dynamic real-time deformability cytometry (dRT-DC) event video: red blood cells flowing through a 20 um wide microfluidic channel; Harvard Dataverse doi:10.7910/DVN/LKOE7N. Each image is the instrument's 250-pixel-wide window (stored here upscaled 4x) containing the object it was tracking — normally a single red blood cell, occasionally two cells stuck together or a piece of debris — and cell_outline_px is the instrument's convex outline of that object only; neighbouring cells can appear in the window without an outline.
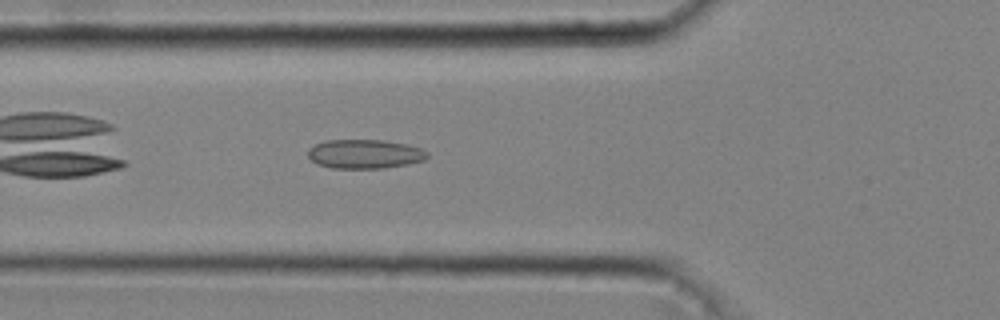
{"species": "common noctule bat (a hibernating species)", "species_latin": "Nyctalus noctula", "temperature_condition": "cold", "stored_images_in_passage": 27, "camera_frame_rate_fps": 3000, "um_per_image_px": 0.085, "animal": {"sex": "male", "body_mass_g": 20.4}, "frame": {"image": 1, "passage_image": 4, "time_ms": 1.0, "image_size_px": [1000, 320], "cell_outline_px": [[428, 156], [424, 160], [408, 164], [384, 168], [332, 168], [316, 164], [308, 156], [308, 148], [324, 140], [384, 140], [404, 144], [420, 148], [428, 152]], "centroid_in_image_um": [30.98, 13.09], "position_along_channel_um": 94.8, "area_um2": 20.23}}
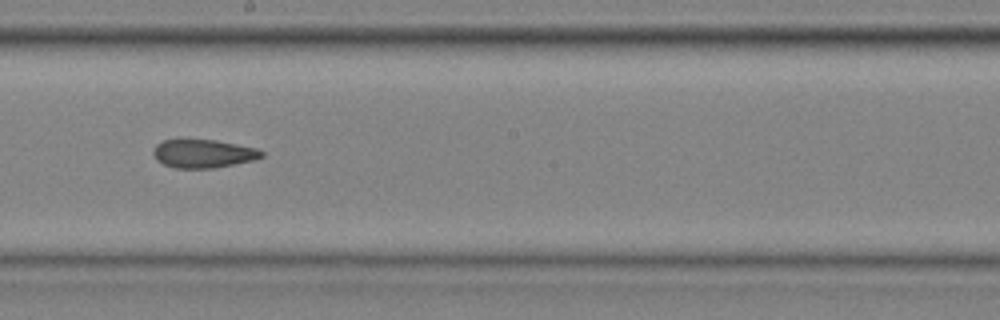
{"frame": {"image": 2, "passage_image": 14, "time_ms": 4.333, "image_size_px": [1000, 320], "cell_outline_px": [[264, 156], [252, 160], [212, 168], [172, 168], [156, 160], [152, 152], [152, 148], [156, 144], [164, 140], [216, 140], [256, 148], [264, 152]], "centroid_in_image_um": [17.23, 13.06], "position_along_channel_um": 231.0, "area_um2": 17.8}}
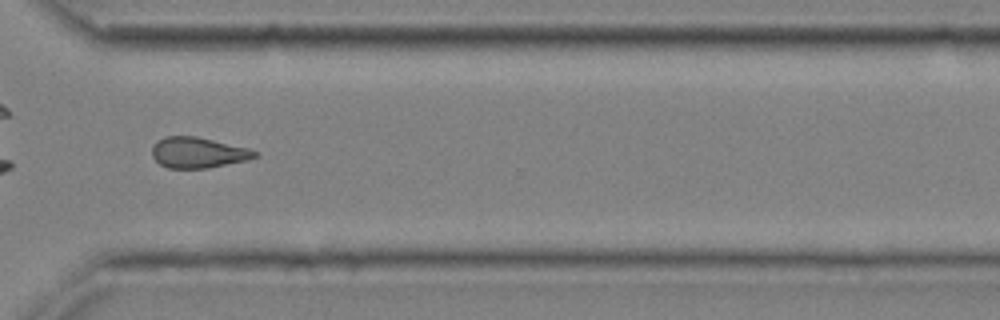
{"frame": {"image": 3, "passage_image": 23, "time_ms": 7.333, "image_size_px": [1000, 320], "cell_outline_px": [[260, 156], [248, 160], [208, 168], [168, 168], [160, 164], [152, 156], [152, 148], [164, 136], [196, 136], [248, 148], [260, 152]], "centroid_in_image_um": [16.89, 12.98], "position_along_channel_um": 353.7, "area_um2": 18.38}, "authors_computed_cell_mechanics": {"area_um2": 18.496, "velocity_mm_per_s": 4.0753, "shape_relaxation_time_tau1_ms": null, "shape_relaxation_time_tau2_ms": 4.0083, "deformation_change_tau1": null, "deformation_change_tau2": 0.1043}}